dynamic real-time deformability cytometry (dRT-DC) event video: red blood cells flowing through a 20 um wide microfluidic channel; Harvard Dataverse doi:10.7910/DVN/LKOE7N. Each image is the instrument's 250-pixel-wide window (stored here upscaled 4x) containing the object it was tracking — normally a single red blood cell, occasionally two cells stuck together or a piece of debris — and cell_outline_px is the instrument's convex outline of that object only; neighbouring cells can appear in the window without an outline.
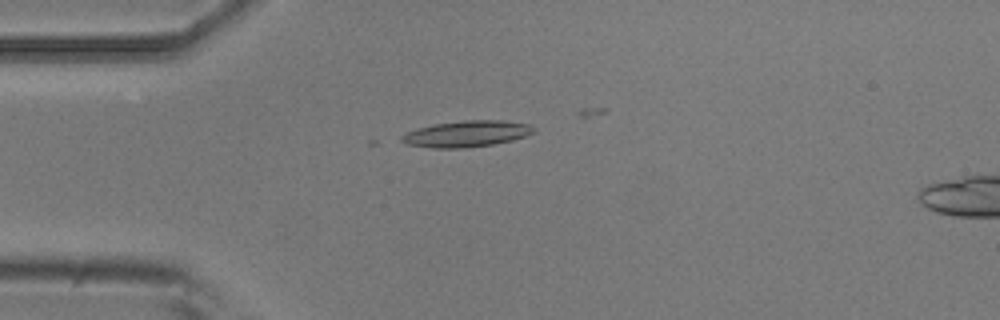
{"species": "common noctule bat (a hibernating species)", "species_latin": "Nyctalus noctula", "temperature_condition": "room temperature", "stored_images_in_passage": 14, "camera_frame_rate_fps": 3000, "um_per_image_px": 0.085, "animal": {"sex": "male", "body_mass_g": 20.5, "forearm_length_mm": 52.5}, "frame": {"image": 1, "passage_image": 7, "time_ms": 2.0, "image_size_px": [1000, 320], "cell_outline_px": [[536, 128], [532, 132], [524, 136], [512, 140], [492, 144], [464, 148], [432, 148], [408, 144], [400, 140], [400, 136], [416, 128], [432, 124], [464, 120], [504, 120], [532, 124]], "centroid_in_image_um": [39.66, 11.36], "position_along_channel_um": 45.3, "area_um2": 20.23}}
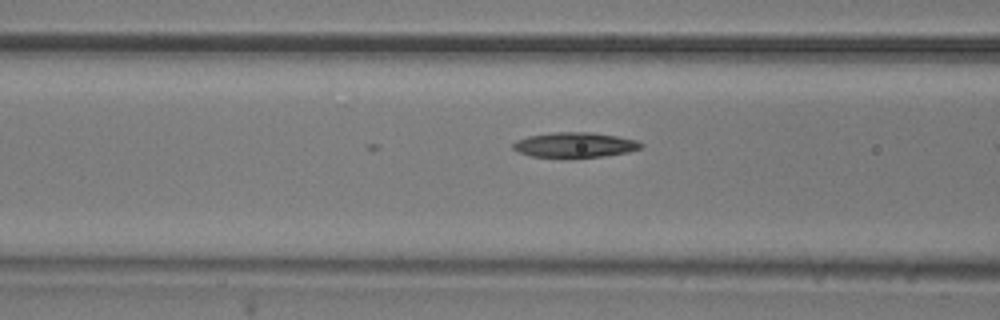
{"frame": {"image": 2, "passage_image": 14, "time_ms": 4.333, "image_size_px": [1000, 320], "cell_outline_px": [[644, 148], [628, 152], [604, 156], [532, 156], [520, 152], [512, 148], [512, 144], [516, 140], [528, 136], [552, 132], [592, 132], [640, 140], [644, 144]], "centroid_in_image_um": [48.93, 12.29], "position_along_channel_um": 117.7, "area_um2": 18.5}}